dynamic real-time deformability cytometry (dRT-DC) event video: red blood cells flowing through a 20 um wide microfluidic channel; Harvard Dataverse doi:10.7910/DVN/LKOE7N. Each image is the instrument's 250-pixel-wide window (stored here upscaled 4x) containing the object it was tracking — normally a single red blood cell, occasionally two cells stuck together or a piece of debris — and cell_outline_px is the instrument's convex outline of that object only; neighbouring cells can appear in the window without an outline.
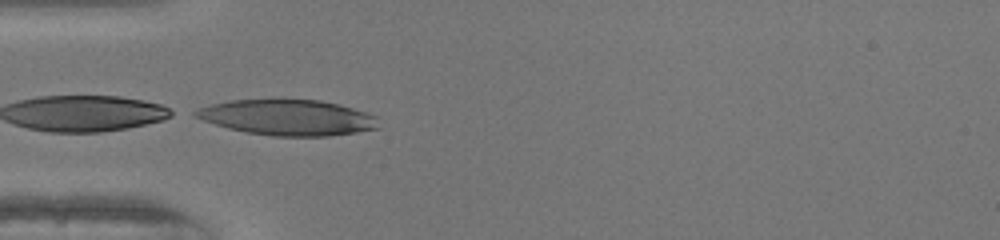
{"species": "human", "species_latin": "Homo sapiens", "temperature_condition": "warm", "stored_images_in_passage": 3, "camera_frame_rate_fps": 3000, "um_per_image_px": 0.085, "donor": {"sex": "female"}, "frame": {"image": 1, "passage_image": 1, "time_ms": 0.0, "image_size_px": [1000, 240], "cell_outline_px": [[380, 128], [356, 132], [328, 136], [272, 136], [244, 132], [228, 128], [204, 120], [196, 116], [192, 112], [200, 108], [212, 104], [232, 100], [280, 96], [320, 100], [340, 104], [376, 116]], "centroid_in_image_um": [24.46, 9.94], "position_along_channel_um": 60.5, "area_um2": 38.96}}